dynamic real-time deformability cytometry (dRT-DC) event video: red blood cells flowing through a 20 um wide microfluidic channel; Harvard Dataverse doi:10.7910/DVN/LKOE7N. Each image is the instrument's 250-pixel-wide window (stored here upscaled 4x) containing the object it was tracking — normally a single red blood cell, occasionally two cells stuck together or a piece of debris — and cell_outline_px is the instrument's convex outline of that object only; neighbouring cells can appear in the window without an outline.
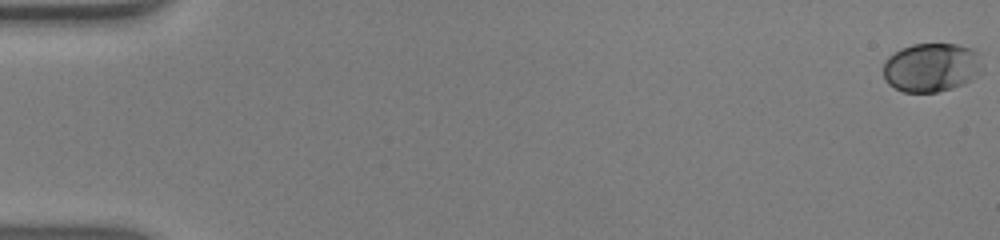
{"species": "human", "species_latin": "Homo sapiens", "temperature_condition": "warm", "stored_images_in_passage": 56, "camera_frame_rate_fps": 3000, "um_per_image_px": 0.085, "donor": {"sex": "male"}, "frame": {"image": 1, "passage_image": 1, "time_ms": 0.0, "image_size_px": [1000, 240], "cell_outline_px": [[984, 64], [980, 72], [964, 84], [952, 88], [936, 92], [904, 92], [888, 84], [884, 80], [884, 60], [888, 56], [900, 48], [912, 44], [956, 44], [972, 48], [980, 52]], "centroid_in_image_um": [79.19, 5.71], "position_along_channel_um": 5.8, "area_um2": 28.61}}
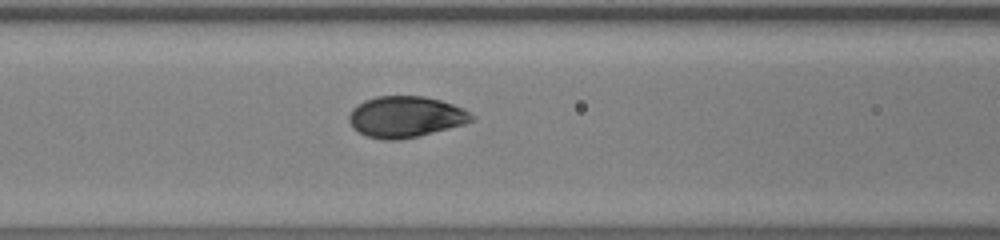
{"frame": {"image": 2, "passage_image": 25, "time_ms": 8.0, "image_size_px": [1000, 240], "cell_outline_px": [[476, 116], [472, 120], [464, 124], [400, 140], [384, 140], [368, 136], [352, 128], [348, 120], [348, 116], [352, 108], [364, 100], [376, 96], [424, 96], [440, 100], [464, 108]], "centroid_in_image_um": [34.46, 9.92], "position_along_channel_um": 132.1, "area_um2": 29.36}}
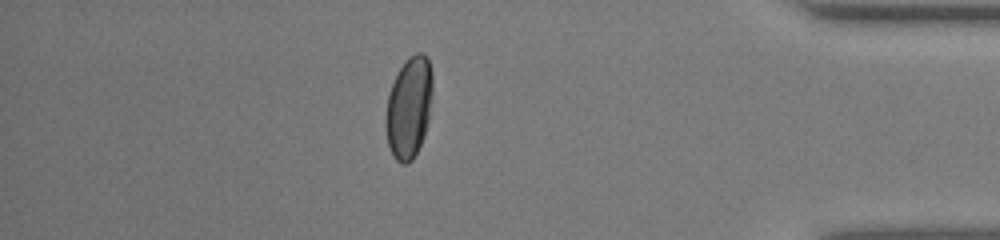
{"frame": {"image": 3, "passage_image": 49, "time_ms": 16.0, "image_size_px": [1000, 240], "cell_outline_px": [[432, 96], [428, 120], [424, 136], [412, 160], [408, 164], [400, 164], [396, 160], [388, 144], [384, 124], [388, 96], [392, 84], [400, 68], [408, 56], [416, 52], [424, 52], [428, 56], [432, 72]], "centroid_in_image_um": [34.77, 9.11], "position_along_channel_um": 400.4, "area_um2": 27.86}, "authors_computed_cell_mechanics": {"area_um2": 28.7844, "velocity_mm_per_s": 3.7975, "shape_relaxation_time_tau1_ms": 3.8172, "shape_relaxation_time_tau2_ms": null, "deformation_change_tau1": 0.1476, "deformation_change_tau2": null}}